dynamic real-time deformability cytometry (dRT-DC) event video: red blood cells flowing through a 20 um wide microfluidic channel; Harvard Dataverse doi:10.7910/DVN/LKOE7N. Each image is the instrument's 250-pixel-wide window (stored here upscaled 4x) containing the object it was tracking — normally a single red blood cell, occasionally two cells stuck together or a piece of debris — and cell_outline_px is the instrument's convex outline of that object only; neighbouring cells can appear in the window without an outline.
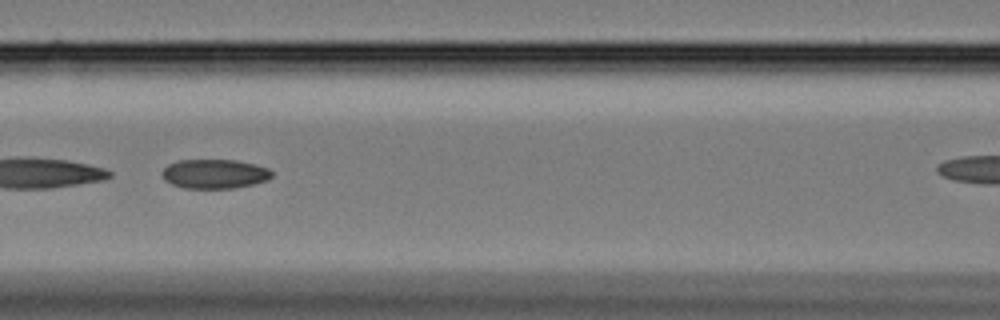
{"species": "Egyptian fruit bat (a non-hibernating species)", "species_latin": "Rousettus aegyptiacus", "temperature_condition": "cold", "stored_images_in_passage": 52, "segment_of_instrument_passage": [2, 2], "camera_frame_rate_fps": 3000, "um_per_image_px": 0.085, "animal": {"sex": "female"}, "frame": {"image": 1, "passage_image": 27, "time_ms": 8.667, "image_size_px": [1000, 320], "cell_outline_px": [[272, 176], [268, 180], [252, 184], [232, 188], [184, 188], [172, 184], [164, 180], [160, 172], [168, 164], [180, 160], [236, 160], [256, 164], [268, 168], [272, 172]], "centroid_in_image_um": [18.22, 14.77], "position_along_channel_um": 148.4, "area_um2": 18.79}}
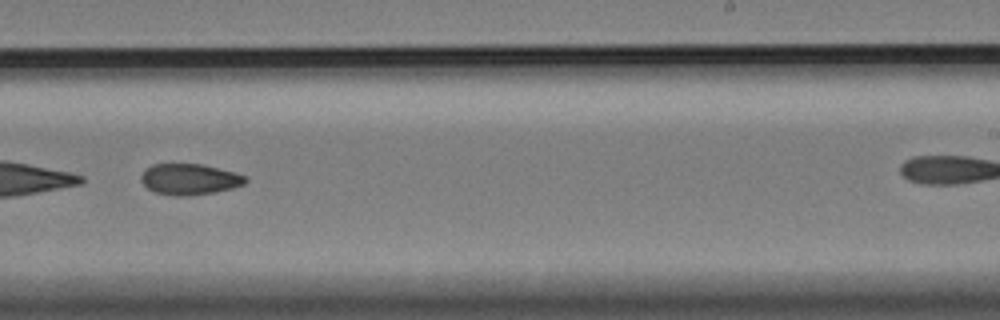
{"frame": {"image": 2, "passage_image": 38, "time_ms": 12.333, "image_size_px": [1000, 320], "cell_outline_px": [[248, 180], [244, 184], [232, 188], [216, 192], [188, 196], [172, 196], [156, 192], [148, 188], [140, 180], [140, 176], [152, 164], [200, 164], [248, 176]], "centroid_in_image_um": [16.12, 15.25], "position_along_channel_um": 272.9, "area_um2": 18.73}}
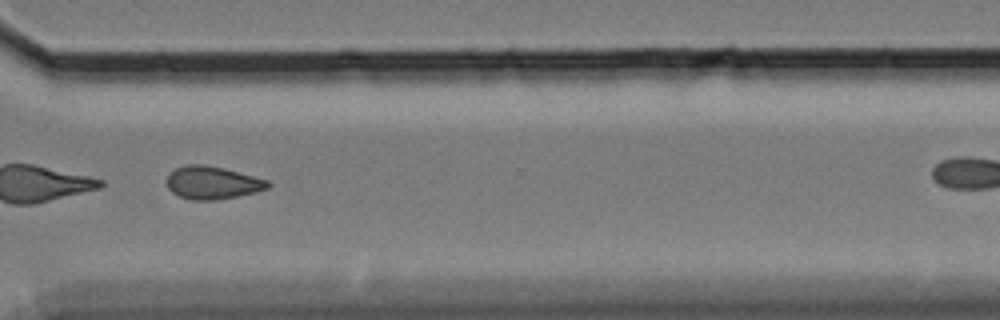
{"frame": {"image": 3, "passage_image": 45, "time_ms": 14.667, "image_size_px": [1000, 320], "cell_outline_px": [[272, 184], [268, 188], [256, 192], [216, 200], [188, 200], [172, 192], [168, 188], [168, 176], [176, 168], [188, 164], [200, 164], [224, 168], [268, 180]], "centroid_in_image_um": [18.08, 15.54], "position_along_channel_um": 352.5, "area_um2": 19.19}}